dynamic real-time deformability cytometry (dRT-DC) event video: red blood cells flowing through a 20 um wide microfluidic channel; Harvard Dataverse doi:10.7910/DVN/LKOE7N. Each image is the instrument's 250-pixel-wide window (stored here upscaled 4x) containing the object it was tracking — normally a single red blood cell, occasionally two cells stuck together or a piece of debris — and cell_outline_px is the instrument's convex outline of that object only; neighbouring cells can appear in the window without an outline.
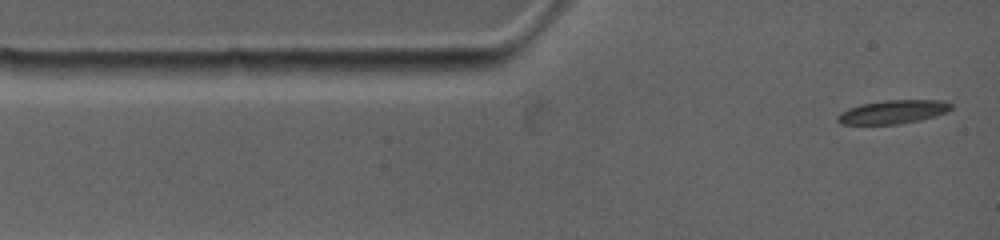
{"species": "common noctule bat (a hibernating species)", "species_latin": "Nyctalus noctula", "temperature_condition": "warm", "stored_images_in_passage": 39, "camera_frame_rate_fps": 4500, "um_per_image_px": 0.085, "animal": {"sex": "female", "body_mass_g": 19.0, "forearm_length_mm": 53.3}, "frame": {"image": 1, "passage_image": 1, "time_ms": 0.0, "image_size_px": [1000, 240], "cell_outline_px": [[952, 108], [944, 112], [932, 116], [916, 120], [892, 124], [844, 124], [840, 120], [840, 116], [844, 112], [852, 108], [864, 104], [896, 100], [928, 100], [952, 104]], "centroid_in_image_um": [75.94, 9.51], "position_along_channel_um": 9.1, "area_um2": 14.33}}
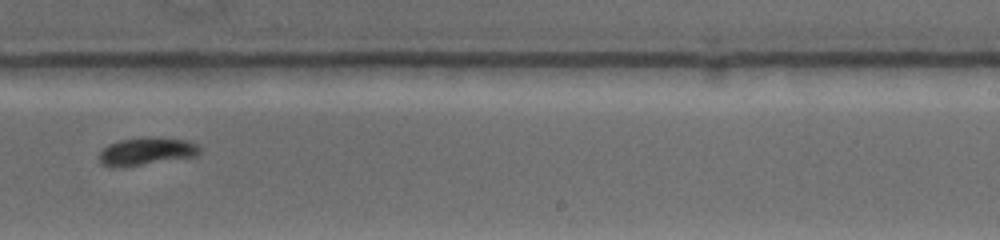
{"frame": {"image": 2, "passage_image": 17, "time_ms": 8.0, "image_size_px": [1000, 240], "cell_outline_px": [[200, 152], [192, 156], [140, 164], [112, 168], [104, 164], [100, 160], [100, 152], [108, 144], [124, 140], [180, 140], [196, 144], [200, 148]], "centroid_in_image_um": [12.37, 12.91], "position_along_channel_um": 276.6, "area_um2": 14.62}}
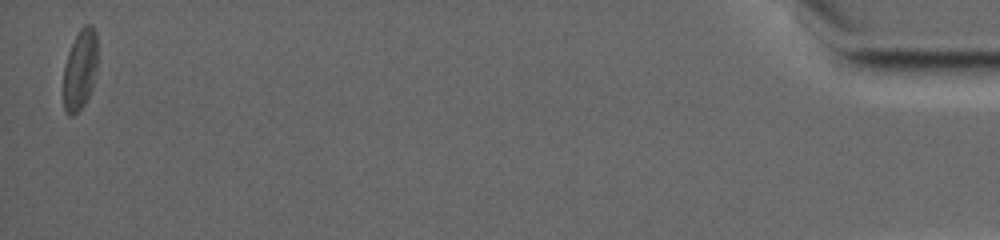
{"frame": {"image": 3, "passage_image": 39, "time_ms": 16.222, "image_size_px": [1000, 240], "cell_outline_px": [[96, 72], [92, 88], [84, 104], [72, 116], [68, 116], [64, 112], [64, 68], [68, 52], [80, 28], [84, 24], [92, 24], [96, 32]], "centroid_in_image_um": [6.8, 5.91], "position_along_channel_um": 428.4, "area_um2": 15.9}, "authors_computed_cell_mechanics": {"area_um2": 15.4904, "velocity_mm_per_s": 3.802, "shape_relaxation_time_tau1_ms": 6.5106, "shape_relaxation_time_tau2_ms": 3.5875, "deformation_change_tau1": 0.1963, "deformation_change_tau2": 0.064}}